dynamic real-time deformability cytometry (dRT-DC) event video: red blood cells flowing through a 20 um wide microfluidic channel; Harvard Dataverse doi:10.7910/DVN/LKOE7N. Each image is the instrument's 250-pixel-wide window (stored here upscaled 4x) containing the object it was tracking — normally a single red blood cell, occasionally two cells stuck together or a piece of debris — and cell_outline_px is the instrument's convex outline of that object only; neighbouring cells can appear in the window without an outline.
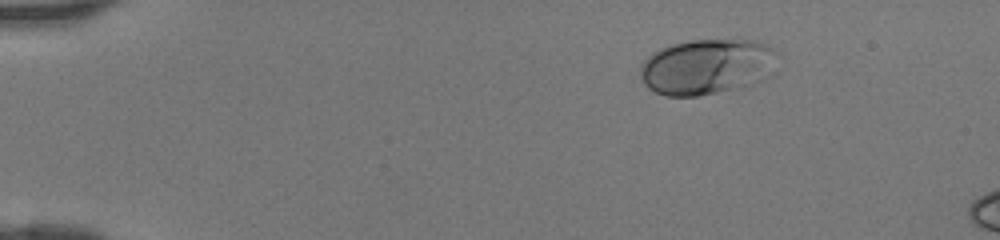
{"species": "human", "species_latin": "Homo sapiens", "temperature_condition": "room temperature", "stored_images_in_passage": 40, "camera_frame_rate_fps": 3000, "um_per_image_px": 0.085, "donor": {"sex": "female"}, "frame": {"image": 1, "passage_image": 1, "time_ms": 0.0, "image_size_px": [1000, 240], "cell_outline_px": [[780, 56], [772, 72], [768, 76], [760, 80], [716, 92], [696, 96], [664, 96], [648, 88], [644, 84], [640, 76], [640, 64], [652, 52], [660, 48], [672, 44], [692, 40], [752, 40], [764, 44], [772, 48]], "centroid_in_image_um": [60.05, 5.65], "position_along_channel_um": 24.9, "area_um2": 44.27}}
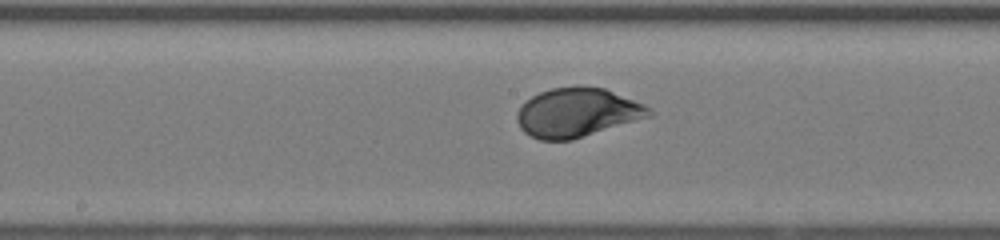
{"frame": {"image": 2, "passage_image": 19, "time_ms": 6.0, "image_size_px": [1000, 240], "cell_outline_px": [[656, 112], [652, 116], [572, 140], [540, 140], [524, 132], [520, 128], [516, 120], [516, 112], [532, 96], [540, 92], [552, 88], [576, 84], [604, 88], [644, 104], [652, 108]], "centroid_in_image_um": [49.09, 9.55], "position_along_channel_um": 199.1, "area_um2": 38.09}}
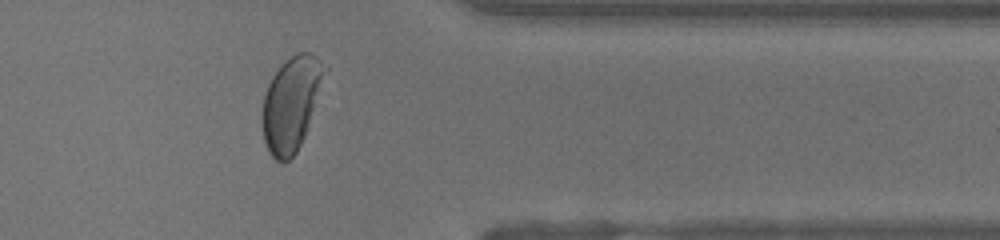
{"frame": {"image": 3, "passage_image": 32, "time_ms": 10.333, "image_size_px": [1000, 240], "cell_outline_px": [[328, 68], [304, 136], [296, 152], [288, 160], [276, 160], [268, 152], [264, 140], [260, 120], [260, 112], [264, 96], [268, 84], [272, 76], [280, 64], [284, 60], [300, 52], [308, 52], [316, 56]], "centroid_in_image_um": [24.72, 8.78], "position_along_channel_um": 386.7, "area_um2": 34.16}}